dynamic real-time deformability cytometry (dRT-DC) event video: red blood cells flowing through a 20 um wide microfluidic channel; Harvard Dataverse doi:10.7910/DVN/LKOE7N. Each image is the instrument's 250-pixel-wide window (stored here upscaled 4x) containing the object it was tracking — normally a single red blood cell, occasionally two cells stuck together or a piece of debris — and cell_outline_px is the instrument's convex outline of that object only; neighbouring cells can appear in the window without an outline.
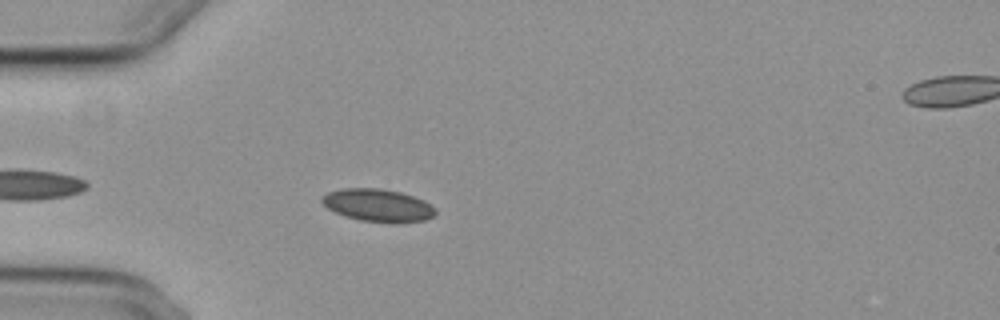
{"species": "common noctule bat (a hibernating species)", "species_latin": "Nyctalus noctula", "temperature_condition": "cold", "stored_images_in_passage": 42, "camera_frame_rate_fps": 3000, "um_per_image_px": 0.085, "animal": {"sex": "female", "body_mass_g": 29.2, "forearm_length_mm": 56.3}, "frame": {"image": 1, "passage_image": 5, "time_ms": 1.333, "image_size_px": [1000, 320], "cell_outline_px": [[436, 216], [424, 220], [400, 224], [392, 224], [360, 220], [344, 216], [328, 208], [320, 200], [320, 196], [328, 192], [344, 188], [380, 188], [400, 192], [424, 200], [436, 208]], "centroid_in_image_um": [32.15, 17.47], "position_along_channel_um": 52.8, "area_um2": 21.96}}
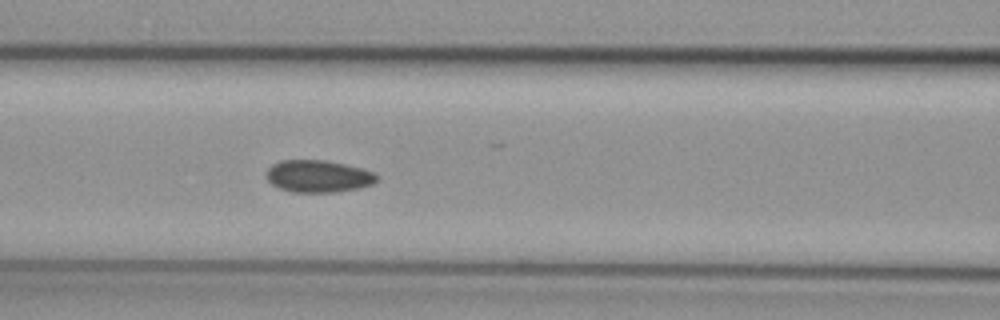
{"frame": {"image": 2, "passage_image": 13, "time_ms": 4.0, "image_size_px": [1000, 320], "cell_outline_px": [[376, 180], [372, 184], [360, 188], [336, 192], [292, 192], [280, 188], [272, 184], [268, 180], [268, 168], [272, 164], [280, 160], [324, 160], [364, 168], [376, 172]], "centroid_in_image_um": [27.08, 14.98], "position_along_channel_um": 139.5, "area_um2": 20.69}}
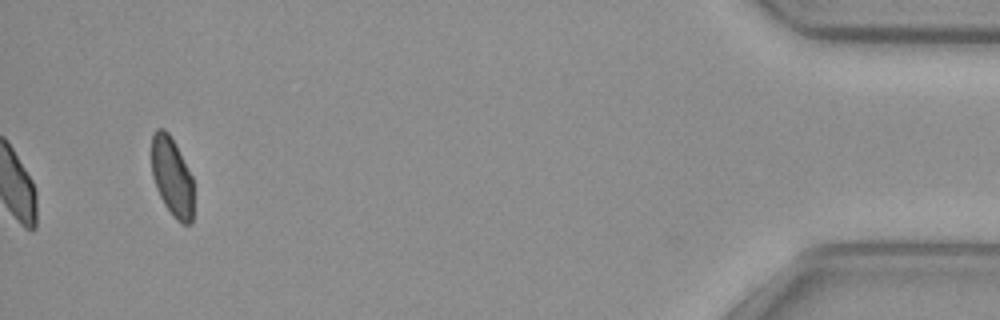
{"frame": {"image": 3, "passage_image": 42, "time_ms": 13.667, "image_size_px": [1000, 320], "cell_outline_px": [[192, 224], [180, 224], [172, 216], [164, 204], [156, 188], [152, 176], [152, 132], [156, 128], [164, 128], [168, 132], [192, 176]], "centroid_in_image_um": [14.6, 15.04], "position_along_channel_um": 420.6, "area_um2": 19.25}, "authors_computed_cell_mechanics": {"area_um2": 20.8947, "velocity_mm_per_s": 3.7013, "shape_relaxation_time_tau1_ms": null, "shape_relaxation_time_tau2_ms": 1.6722, "deformation_change_tau1": null, "deformation_change_tau2": 0.0594}}